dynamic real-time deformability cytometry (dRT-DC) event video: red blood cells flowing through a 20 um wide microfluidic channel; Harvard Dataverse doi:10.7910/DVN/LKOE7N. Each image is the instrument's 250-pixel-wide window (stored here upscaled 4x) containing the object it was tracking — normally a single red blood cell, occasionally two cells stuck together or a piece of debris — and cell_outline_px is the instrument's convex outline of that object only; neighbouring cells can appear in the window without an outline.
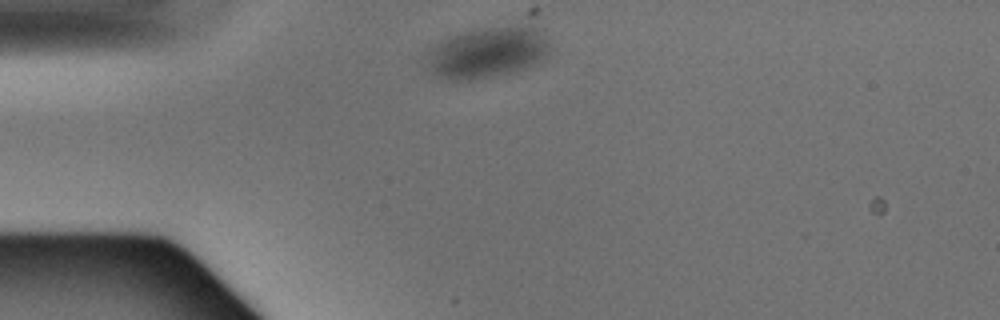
{"species": "Egyptian fruit bat (a non-hibernating species)", "species_latin": "Rousettus aegyptiacus", "temperature_condition": "warm", "stored_images_in_passage": 1, "camera_frame_rate_fps": 3000, "um_per_image_px": 0.085, "animal": {"sex": "male"}, "frame": {"image": 1, "passage_image": 1, "time_ms": 0.0, "image_size_px": [1000, 320], "cell_outline_px": [[548, 52], [544, 56], [532, 64], [516, 72], [496, 76], [472, 80], [460, 80], [436, 76], [428, 68], [428, 56], [432, 44], [452, 36], [464, 32], [488, 28], [536, 28], [540, 32], [548, 44]], "centroid_in_image_um": [41.35, 4.51], "position_along_channel_um": 43.6, "area_um2": 35.32}}